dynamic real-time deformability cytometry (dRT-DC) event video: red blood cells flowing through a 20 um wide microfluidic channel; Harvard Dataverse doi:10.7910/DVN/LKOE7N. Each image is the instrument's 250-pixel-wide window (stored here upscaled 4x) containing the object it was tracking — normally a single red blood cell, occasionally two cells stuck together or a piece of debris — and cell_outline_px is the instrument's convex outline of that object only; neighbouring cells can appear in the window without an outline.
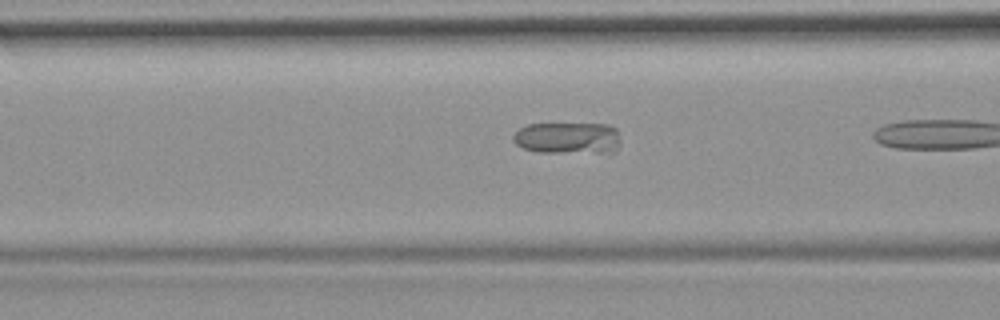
{"species": "common noctule bat (a hibernating species)", "species_latin": "Nyctalus noctula", "temperature_condition": "room temperature", "stored_images_in_passage": 12, "camera_frame_rate_fps": 3000, "um_per_image_px": 0.085, "animal": {"sex": "female", "body_mass_g": 19.9}, "frame": {"image": 1, "passage_image": 10, "time_ms": 3.0, "image_size_px": [1000, 320], "cell_outline_px": [[620, 144], [616, 152], [536, 152], [524, 148], [516, 144], [512, 140], [512, 136], [520, 128], [528, 124], [608, 124], [616, 128], [620, 140]], "centroid_in_image_um": [48.28, 11.73], "position_along_channel_um": 118.3, "area_um2": 19.94}}